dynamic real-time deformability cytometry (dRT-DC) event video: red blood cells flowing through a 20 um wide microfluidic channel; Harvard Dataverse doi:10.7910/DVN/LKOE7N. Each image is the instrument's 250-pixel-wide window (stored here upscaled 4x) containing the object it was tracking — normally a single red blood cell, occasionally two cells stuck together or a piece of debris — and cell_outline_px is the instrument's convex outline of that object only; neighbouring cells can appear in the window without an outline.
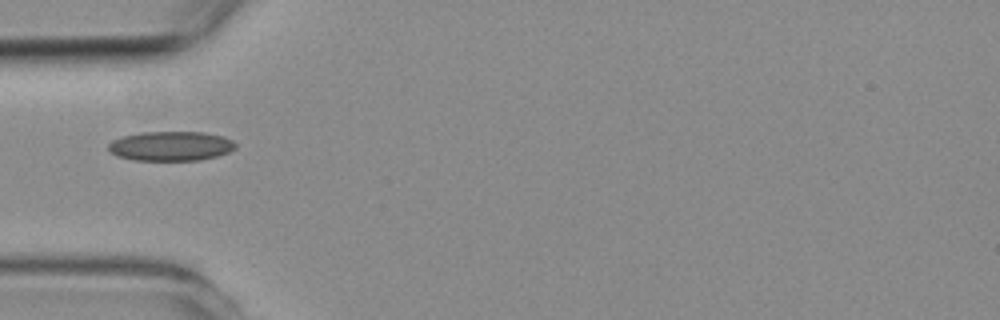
{"species": "common noctule bat (a hibernating species)", "species_latin": "Nyctalus noctula", "temperature_condition": "room temperature", "stored_images_in_passage": 2, "camera_frame_rate_fps": 3000, "um_per_image_px": 0.085, "animal": {"sex": "female", "body_mass_g": 19.3, "forearm_length_mm": 54.1}, "frame": {"image": 1, "passage_image": 1, "time_ms": 0.0, "image_size_px": [1000, 320], "cell_outline_px": [[236, 148], [228, 152], [216, 156], [200, 160], [132, 160], [116, 156], [108, 148], [108, 144], [112, 140], [124, 136], [140, 132], [204, 132], [224, 136], [232, 140], [236, 144]], "centroid_in_image_um": [14.52, 12.41], "position_along_channel_um": 70.5, "area_um2": 21.91}}
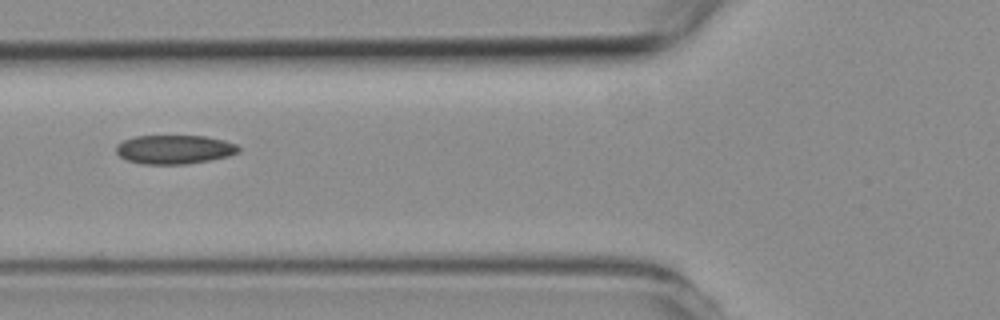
{"frame": {"image": 2, "passage_image": 2, "time_ms": 1.0, "image_size_px": [1000, 320], "cell_outline_px": [[240, 152], [228, 156], [212, 160], [188, 164], [140, 164], [128, 160], [120, 156], [116, 152], [116, 144], [124, 140], [136, 136], [204, 136], [224, 140], [236, 144], [240, 148]], "centroid_in_image_um": [14.84, 12.71], "position_along_channel_um": 111.0, "area_um2": 20.75}}